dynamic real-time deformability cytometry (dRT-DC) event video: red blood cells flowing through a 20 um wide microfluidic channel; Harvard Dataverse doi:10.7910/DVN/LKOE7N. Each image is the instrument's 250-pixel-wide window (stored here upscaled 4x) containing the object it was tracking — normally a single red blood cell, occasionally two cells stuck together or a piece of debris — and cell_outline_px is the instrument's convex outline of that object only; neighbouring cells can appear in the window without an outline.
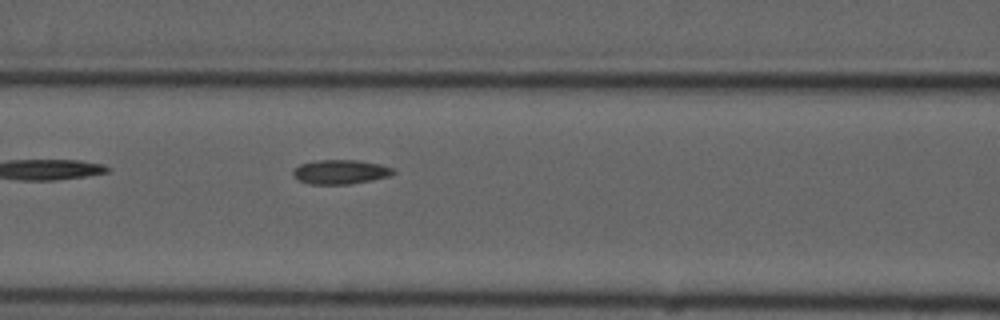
{"species": "common noctule bat (a hibernating species)", "species_latin": "Nyctalus noctula", "temperature_condition": "cold", "stored_images_in_passage": 6, "segment_of_instrument_passage": [2, 2], "camera_frame_rate_fps": 3000, "um_per_image_px": 0.085, "animal": {"sex": "male", "forearm_length_mm": 52.5}, "frame": {"image": 1, "passage_image": 6, "time_ms": 5.667, "image_size_px": [1000, 320], "cell_outline_px": [[396, 172], [392, 176], [372, 180], [348, 184], [308, 184], [296, 180], [292, 176], [292, 172], [300, 164], [316, 160], [356, 160], [380, 164], [392, 168]], "centroid_in_image_um": [28.92, 14.62], "position_along_channel_um": 137.7, "area_um2": 14.33}}